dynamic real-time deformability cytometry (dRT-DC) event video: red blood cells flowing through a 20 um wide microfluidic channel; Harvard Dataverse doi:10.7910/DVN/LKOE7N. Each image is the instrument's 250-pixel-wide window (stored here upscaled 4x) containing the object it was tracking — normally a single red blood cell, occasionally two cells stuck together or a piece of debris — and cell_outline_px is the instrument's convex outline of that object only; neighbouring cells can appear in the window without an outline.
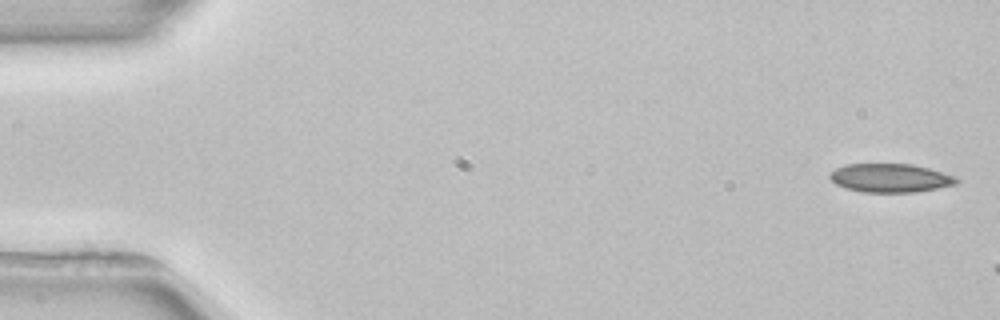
{"species": "common noctule bat (a hibernating species)", "species_latin": "Nyctalus noctula", "temperature_condition": "room temperature", "stored_images_in_passage": 3, "camera_frame_rate_fps": 3000, "um_per_image_px": 0.085, "animal": {"sex": "female", "body_mass_g": 22.7, "forearm_length_mm": 54.2}, "frame": {"image": 1, "passage_image": 1, "time_ms": 0.0, "image_size_px": [1000, 320], "cell_outline_px": [[960, 180], [956, 184], [916, 192], [864, 192], [848, 188], [836, 184], [828, 176], [828, 172], [844, 164], [912, 164], [928, 168], [952, 176]], "centroid_in_image_um": [75.62, 15.12], "position_along_channel_um": 9.4, "area_um2": 20.92}}